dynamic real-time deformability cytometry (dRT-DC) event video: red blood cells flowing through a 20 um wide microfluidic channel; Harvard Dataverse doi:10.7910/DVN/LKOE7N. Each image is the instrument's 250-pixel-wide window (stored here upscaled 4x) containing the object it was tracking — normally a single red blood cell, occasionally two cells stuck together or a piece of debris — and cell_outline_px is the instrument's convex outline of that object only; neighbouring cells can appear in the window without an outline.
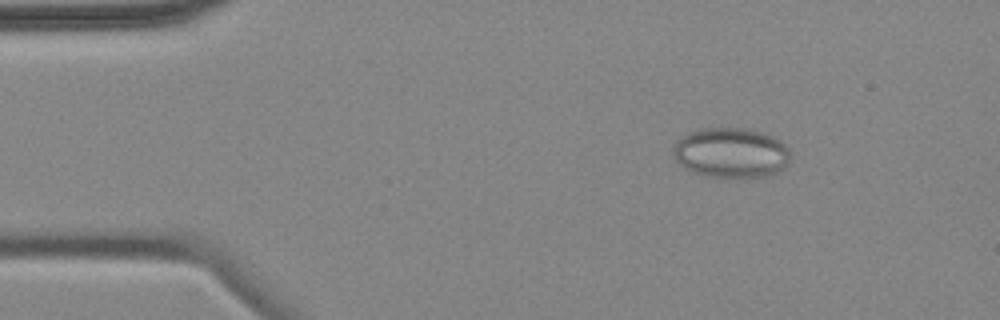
{"species": "common noctule bat (a hibernating species)", "species_latin": "Nyctalus noctula", "temperature_condition": "cold", "stored_images_in_passage": 5, "camera_frame_rate_fps": 3000, "um_per_image_px": 0.085, "animal": {"sex": "female", "body_mass_g": 18.4}, "frame": {"image": 1, "passage_image": 3, "time_ms": 2.333, "image_size_px": [1000, 320], "cell_outline_px": [[788, 160], [776, 172], [764, 176], [712, 176], [692, 172], [680, 164], [676, 160], [672, 152], [672, 148], [676, 140], [688, 132], [704, 128], [744, 128], [760, 132], [772, 136], [784, 144], [788, 148]], "centroid_in_image_um": [62.06, 12.95], "position_along_channel_um": 22.9, "area_um2": 33.52}}